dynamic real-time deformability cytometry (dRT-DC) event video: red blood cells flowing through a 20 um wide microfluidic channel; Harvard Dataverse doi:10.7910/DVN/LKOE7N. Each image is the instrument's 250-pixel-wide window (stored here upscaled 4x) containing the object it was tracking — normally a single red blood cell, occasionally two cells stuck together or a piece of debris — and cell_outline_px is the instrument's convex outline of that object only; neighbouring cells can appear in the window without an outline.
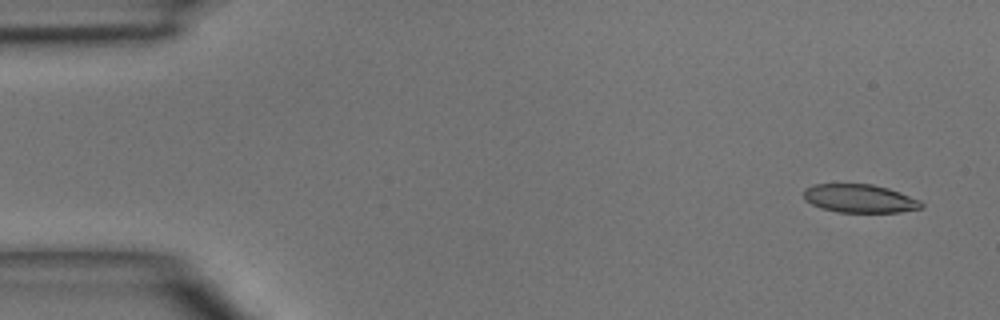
{"species": "common noctule bat (a hibernating species)", "species_latin": "Nyctalus noctula", "temperature_condition": "room temperature", "stored_images_in_passage": 4, "camera_frame_rate_fps": 3000, "um_per_image_px": 0.085, "animal": {"sex": "male", "body_mass_g": 15.6}, "frame": {"image": 1, "passage_image": 1, "time_ms": 0.0, "image_size_px": [1000, 320], "cell_outline_px": [[924, 204], [920, 208], [900, 212], [836, 212], [812, 204], [804, 200], [804, 188], [812, 184], [872, 184], [888, 188], [900, 192], [920, 200]], "centroid_in_image_um": [73.06, 16.86], "position_along_channel_um": 11.9, "area_um2": 19.42}}